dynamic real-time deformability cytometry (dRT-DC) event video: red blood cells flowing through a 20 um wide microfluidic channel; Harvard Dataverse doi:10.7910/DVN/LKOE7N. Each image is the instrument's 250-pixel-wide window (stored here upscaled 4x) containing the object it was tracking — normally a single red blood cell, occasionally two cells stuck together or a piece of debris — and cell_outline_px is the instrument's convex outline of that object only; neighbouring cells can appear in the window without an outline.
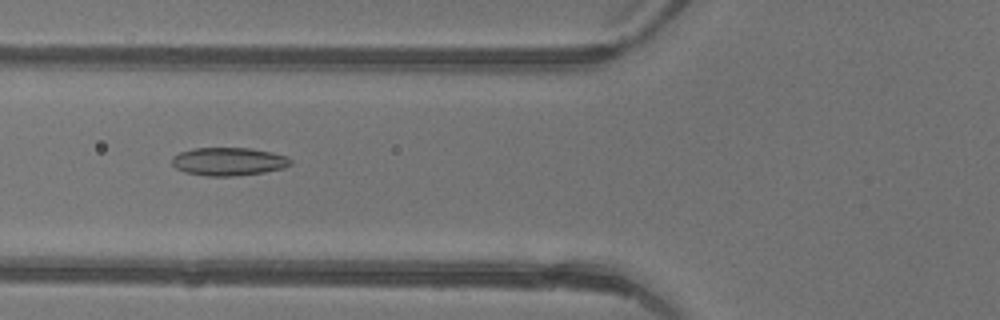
{"species": "common noctule bat (a hibernating species)", "species_latin": "Nyctalus noctula", "temperature_condition": "warm", "stored_images_in_passage": 6, "camera_frame_rate_fps": 3000, "um_per_image_px": 0.085, "animal": {"sex": "female"}, "frame": {"image": 1, "passage_image": 6, "time_ms": 1.667, "image_size_px": [1000, 320], "cell_outline_px": [[292, 164], [284, 168], [264, 172], [232, 176], [208, 176], [184, 172], [176, 168], [172, 164], [172, 156], [180, 152], [192, 148], [252, 148], [272, 152], [288, 156], [292, 160]], "centroid_in_image_um": [19.45, 13.72], "position_along_channel_um": 106.4, "area_um2": 19.59}}